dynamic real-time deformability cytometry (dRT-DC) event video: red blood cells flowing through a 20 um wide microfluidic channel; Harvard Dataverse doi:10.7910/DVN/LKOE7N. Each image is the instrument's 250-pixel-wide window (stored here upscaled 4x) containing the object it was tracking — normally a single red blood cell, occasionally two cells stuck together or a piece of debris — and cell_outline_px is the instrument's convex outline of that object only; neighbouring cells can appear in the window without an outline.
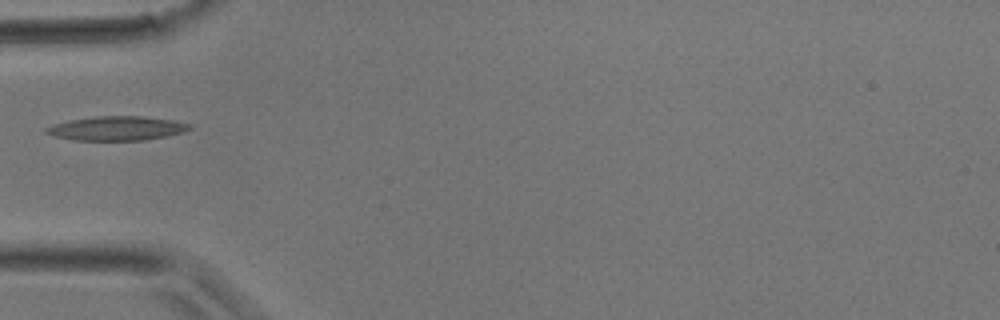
{"species": "common noctule bat (a hibernating species)", "species_latin": "Nyctalus noctula", "temperature_condition": "room temperature", "stored_images_in_passage": 28, "camera_frame_rate_fps": 3000, "um_per_image_px": 0.085, "animal": {"sex": "male", "body_mass_g": 17.9}, "frame": {"image": 1, "passage_image": 1, "time_ms": 0.0, "image_size_px": [1000, 320], "cell_outline_px": [[192, 128], [184, 132], [144, 140], [72, 140], [56, 136], [44, 132], [44, 128], [52, 124], [68, 120], [96, 116], [140, 116], [172, 120], [192, 124]], "centroid_in_image_um": [9.9, 10.9], "position_along_channel_um": 75.1, "area_um2": 20.17}}
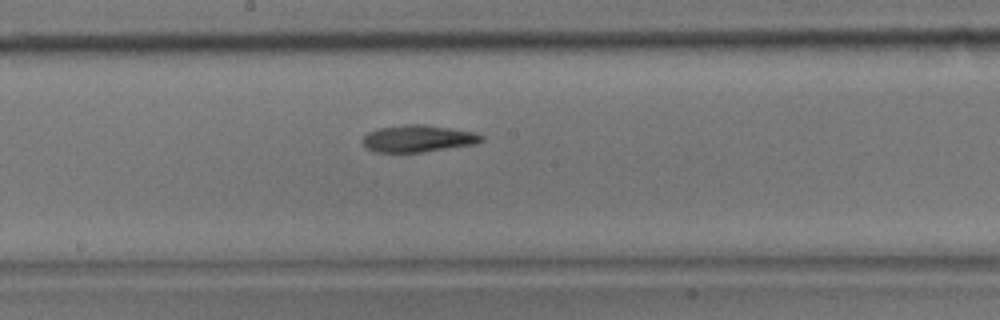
{"frame": {"image": 2, "passage_image": 9, "time_ms": 2.667, "image_size_px": [1000, 320], "cell_outline_px": [[484, 140], [476, 144], [424, 152], [376, 152], [368, 148], [360, 140], [368, 132], [376, 128], [408, 124], [424, 124], [452, 128], [476, 132], [484, 136]], "centroid_in_image_um": [35.56, 11.77], "position_along_channel_um": 212.6, "area_um2": 18.9}}
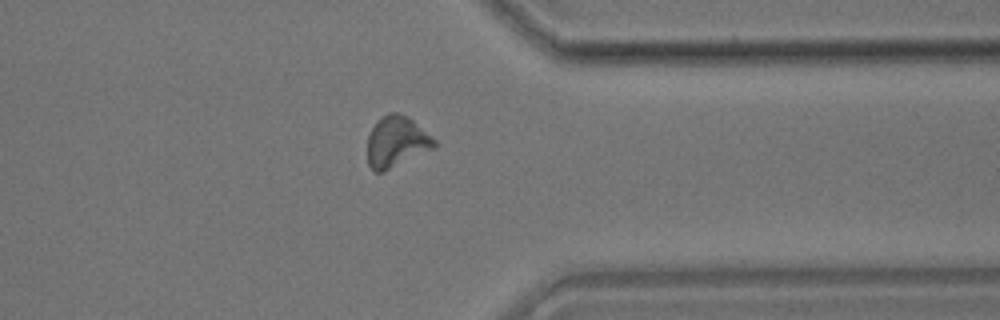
{"frame": {"image": 3, "passage_image": 19, "time_ms": 6.0, "image_size_px": [1000, 320], "cell_outline_px": [[436, 148], [384, 172], [372, 172], [368, 164], [368, 136], [372, 128], [388, 112], [400, 112], [408, 116], [436, 140]], "centroid_in_image_um": [33.72, 12.08], "position_along_channel_um": 377.7, "area_um2": 20.0}}